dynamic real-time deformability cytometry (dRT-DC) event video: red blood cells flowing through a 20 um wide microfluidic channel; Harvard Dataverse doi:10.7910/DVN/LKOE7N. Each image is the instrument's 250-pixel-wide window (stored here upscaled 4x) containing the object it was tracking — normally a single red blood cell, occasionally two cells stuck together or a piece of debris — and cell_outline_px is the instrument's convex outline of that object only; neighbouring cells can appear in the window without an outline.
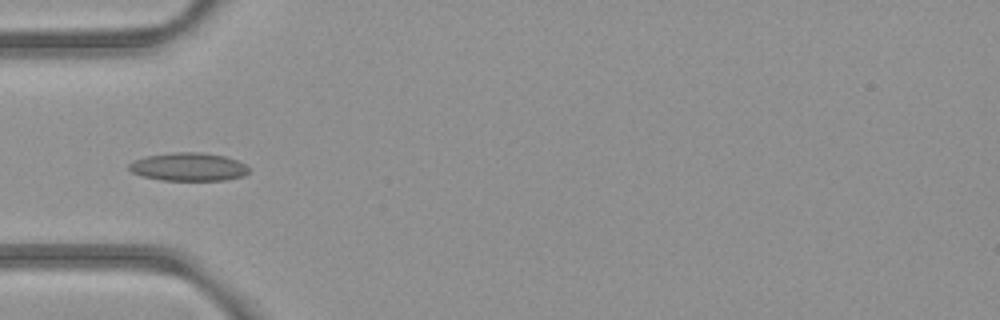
{"species": "common noctule bat (a hibernating species)", "species_latin": "Nyctalus noctula", "temperature_condition": "room temperature", "stored_images_in_passage": 27, "camera_frame_rate_fps": 3000, "um_per_image_px": 0.085, "animal": {"sex": "female", "body_mass_g": 21.9}, "frame": {"image": 1, "passage_image": 1, "time_ms": 0.0, "image_size_px": [1000, 320], "cell_outline_px": [[248, 172], [244, 176], [224, 180], [160, 180], [140, 176], [132, 172], [128, 168], [128, 164], [132, 160], [148, 156], [172, 152], [200, 152], [224, 156], [236, 160], [244, 164], [248, 168]], "centroid_in_image_um": [15.97, 14.18], "position_along_channel_um": 69.0, "area_um2": 19.71}}
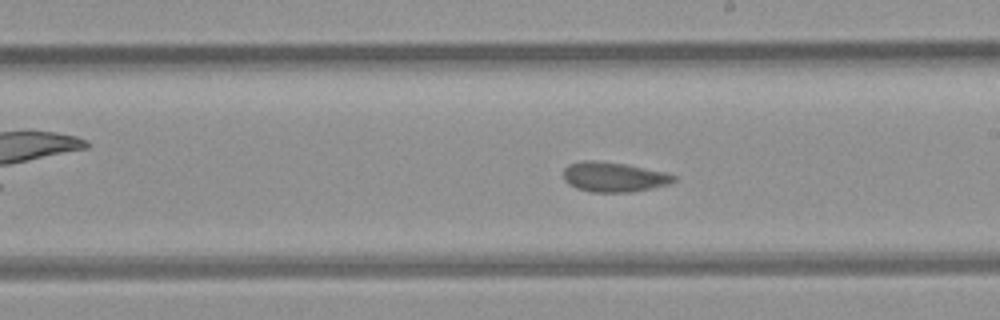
{"frame": {"image": 2, "passage_image": 14, "time_ms": 4.333, "image_size_px": [1000, 320], "cell_outline_px": [[676, 180], [668, 184], [652, 188], [632, 192], [592, 192], [576, 188], [568, 184], [564, 180], [564, 168], [568, 164], [584, 160], [596, 160], [628, 164], [664, 172], [676, 176]], "centroid_in_image_um": [52.15, 15.03], "position_along_channel_um": 236.8, "area_um2": 19.31}}
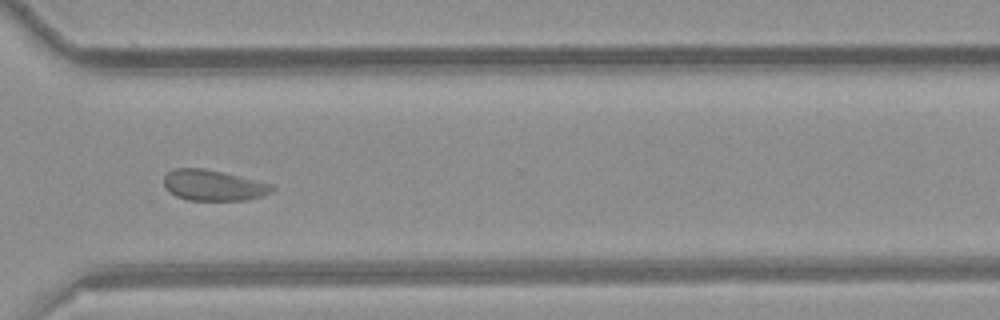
{"frame": {"image": 3, "passage_image": 23, "time_ms": 7.333, "image_size_px": [1000, 320], "cell_outline_px": [[276, 188], [272, 192], [248, 200], [188, 200], [176, 196], [168, 192], [164, 188], [164, 176], [168, 172], [176, 168], [204, 168], [272, 184]], "centroid_in_image_um": [18.11, 15.76], "position_along_channel_um": 352.5, "area_um2": 19.36}, "authors_computed_cell_mechanics": {"area_um2": 18.9584, "velocity_mm_per_s": 3.8601, "shape_relaxation_time_tau1_ms": null, "shape_relaxation_time_tau2_ms": 1.7798, "deformation_change_tau1": null, "deformation_change_tau2": 0.066}}